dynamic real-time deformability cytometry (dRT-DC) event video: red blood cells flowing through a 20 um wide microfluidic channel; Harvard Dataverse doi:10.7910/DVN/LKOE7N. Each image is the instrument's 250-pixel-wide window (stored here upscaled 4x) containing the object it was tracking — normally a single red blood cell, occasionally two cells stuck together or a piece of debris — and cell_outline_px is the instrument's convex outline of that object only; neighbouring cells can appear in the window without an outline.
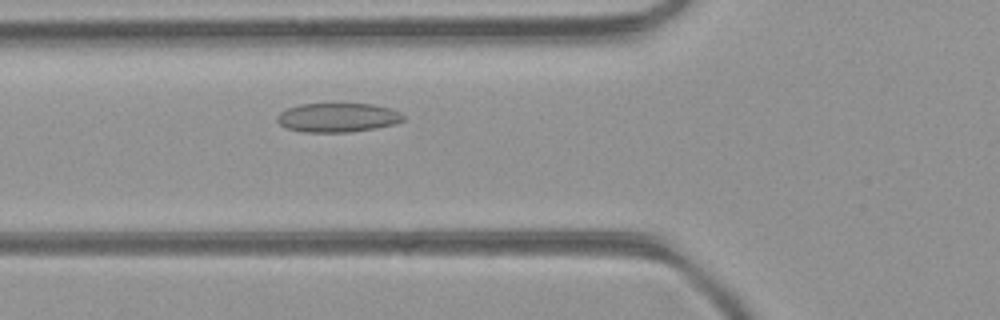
{"species": "common noctule bat (a hibernating species)", "species_latin": "Nyctalus noctula", "temperature_condition": "room temperature", "stored_images_in_passage": 41, "camera_frame_rate_fps": 3000, "um_per_image_px": 0.085, "animal": {"sex": "female", "body_mass_g": 21.9}, "frame": {"image": 1, "passage_image": 11, "time_ms": 3.333, "image_size_px": [1000, 320], "cell_outline_px": [[404, 120], [396, 124], [376, 128], [348, 132], [304, 132], [288, 128], [280, 124], [276, 120], [276, 116], [280, 112], [288, 108], [300, 104], [372, 104], [392, 108], [400, 112], [404, 116]], "centroid_in_image_um": [28.73, 9.99], "position_along_channel_um": 97.1, "area_um2": 21.44}}
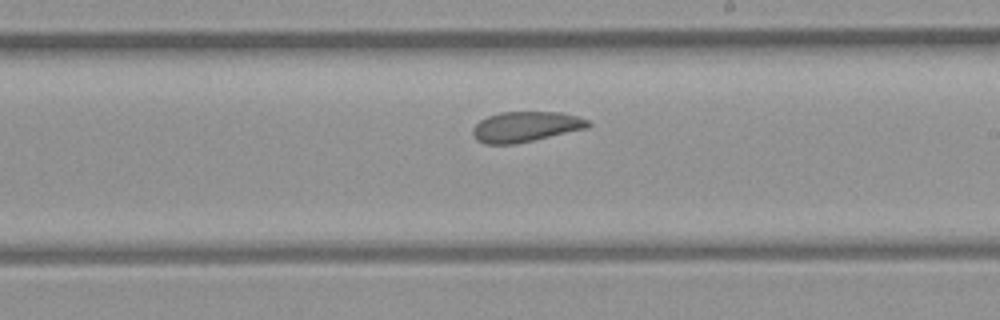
{"frame": {"image": 2, "passage_image": 21, "time_ms": 6.667, "image_size_px": [1000, 320], "cell_outline_px": [[592, 124], [588, 128], [516, 144], [484, 144], [476, 140], [472, 132], [472, 128], [480, 120], [488, 116], [500, 112], [560, 112], [576, 116], [588, 120]], "centroid_in_image_um": [44.67, 10.77], "position_along_channel_um": 244.3, "area_um2": 20.46}}
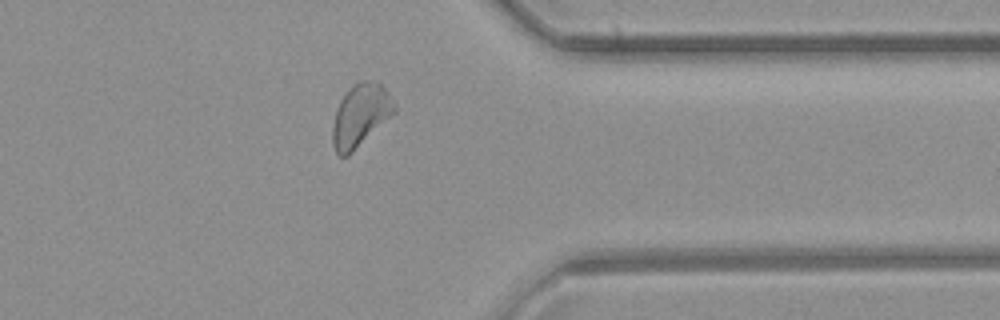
{"frame": {"image": 3, "passage_image": 31, "time_ms": 10.0, "image_size_px": [1000, 320], "cell_outline_px": [[396, 112], [348, 156], [340, 156], [336, 152], [332, 144], [332, 124], [336, 108], [340, 100], [352, 84], [360, 80], [368, 80], [380, 84], [388, 92], [396, 108]], "centroid_in_image_um": [30.61, 9.81], "position_along_channel_um": 380.8, "area_um2": 22.54}, "authors_computed_cell_mechanics": {"area_um2": 21.6172, "velocity_mm_per_s": 4.4057, "shape_relaxation_time_tau1_ms": null, "shape_relaxation_time_tau2_ms": 3.0139, "deformation_change_tau1": null, "deformation_change_tau2": 0.1018}}